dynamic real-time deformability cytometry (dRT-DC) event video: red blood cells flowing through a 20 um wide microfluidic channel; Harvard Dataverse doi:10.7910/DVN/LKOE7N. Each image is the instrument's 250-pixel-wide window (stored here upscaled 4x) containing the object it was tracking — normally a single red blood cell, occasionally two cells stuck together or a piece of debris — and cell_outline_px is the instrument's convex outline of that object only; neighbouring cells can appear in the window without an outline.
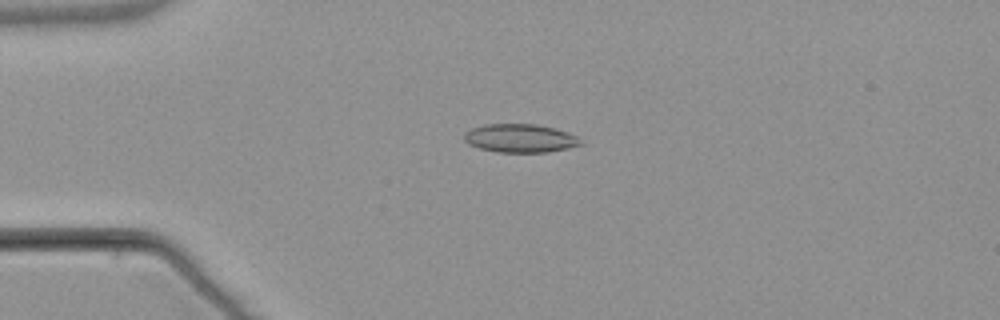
{"species": "common noctule bat (a hibernating species)", "species_latin": "Nyctalus noctula", "temperature_condition": "warm", "stored_images_in_passage": 47, "camera_frame_rate_fps": 3000, "um_per_image_px": 0.085, "animal": {"sex": "male", "body_mass_g": 21.5, "forearm_length_mm": 52.0}, "frame": {"image": 1, "passage_image": 6, "time_ms": 1.667, "image_size_px": [1000, 320], "cell_outline_px": [[584, 144], [568, 148], [548, 152], [496, 152], [480, 148], [468, 144], [464, 140], [464, 132], [472, 128], [484, 124], [536, 124], [556, 128], [568, 132], [576, 136]], "centroid_in_image_um": [44.21, 11.75], "position_along_channel_um": 40.8, "area_um2": 19.42}}
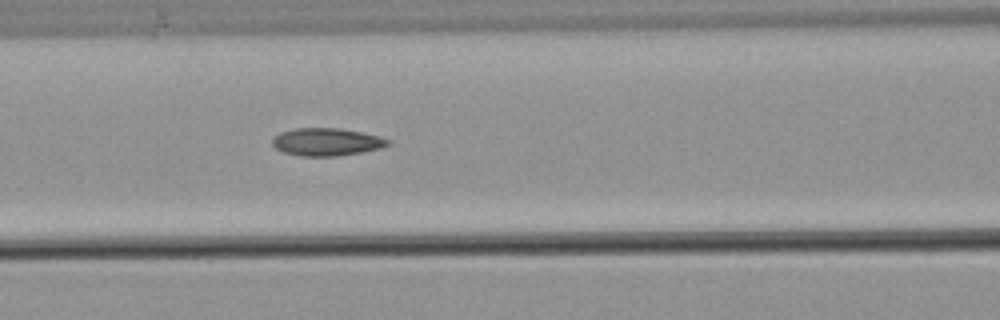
{"frame": {"image": 2, "passage_image": 16, "time_ms": 5.0, "image_size_px": [1000, 320], "cell_outline_px": [[392, 140], [388, 144], [380, 148], [364, 152], [336, 156], [300, 156], [284, 152], [276, 148], [272, 144], [272, 140], [280, 132], [296, 128], [340, 128], [380, 136]], "centroid_in_image_um": [27.78, 12.06], "position_along_channel_um": 138.8, "area_um2": 18.61}}
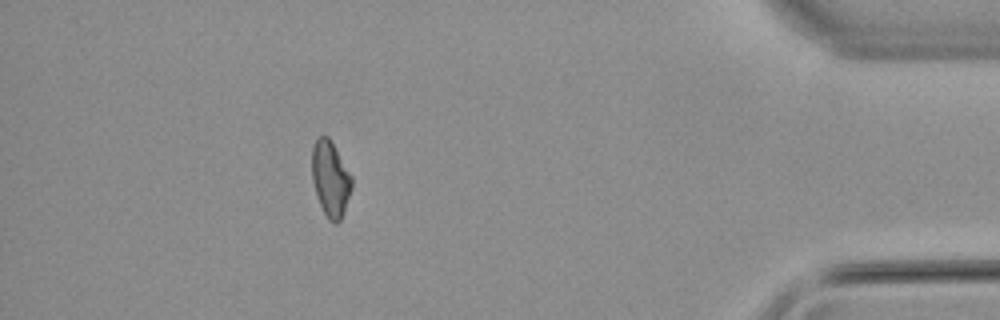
{"frame": {"image": 3, "passage_image": 41, "time_ms": 13.333, "image_size_px": [1000, 320], "cell_outline_px": [[352, 188], [344, 212], [340, 220], [336, 224], [332, 224], [328, 220], [316, 196], [312, 180], [312, 148], [316, 136], [328, 136], [352, 176]], "centroid_in_image_um": [28.08, 15.21], "position_along_channel_um": 407.1, "area_um2": 17.63}, "authors_computed_cell_mechanics": {"area_um2": 18.0336, "velocity_mm_per_s": 3.8384, "shape_relaxation_time_tau1_ms": null, "shape_relaxation_time_tau2_ms": 3.5655, "deformation_change_tau1": null, "deformation_change_tau2": 0.1137}}